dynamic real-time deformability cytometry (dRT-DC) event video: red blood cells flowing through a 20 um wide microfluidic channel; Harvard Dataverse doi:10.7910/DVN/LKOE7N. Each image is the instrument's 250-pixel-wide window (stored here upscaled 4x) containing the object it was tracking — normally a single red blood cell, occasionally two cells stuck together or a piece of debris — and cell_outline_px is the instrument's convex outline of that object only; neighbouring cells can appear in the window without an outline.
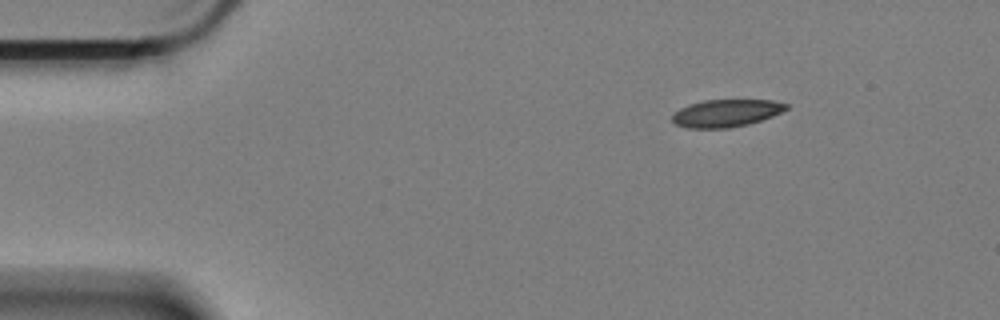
{"species": "Egyptian fruit bat (a non-hibernating species)", "species_latin": "Rousettus aegyptiacus", "temperature_condition": "cold", "stored_images_in_passage": 52, "camera_frame_rate_fps": 3000, "um_per_image_px": 0.085, "animal": {"sex": "female"}, "frame": {"image": 1, "passage_image": 1, "time_ms": 0.0, "image_size_px": [1000, 320], "cell_outline_px": [[788, 108], [772, 116], [748, 124], [728, 128], [688, 128], [676, 124], [672, 120], [672, 116], [680, 108], [688, 104], [704, 100], [772, 100], [788, 104]], "centroid_in_image_um": [61.71, 9.61], "position_along_channel_um": 23.3, "area_um2": 18.09}}
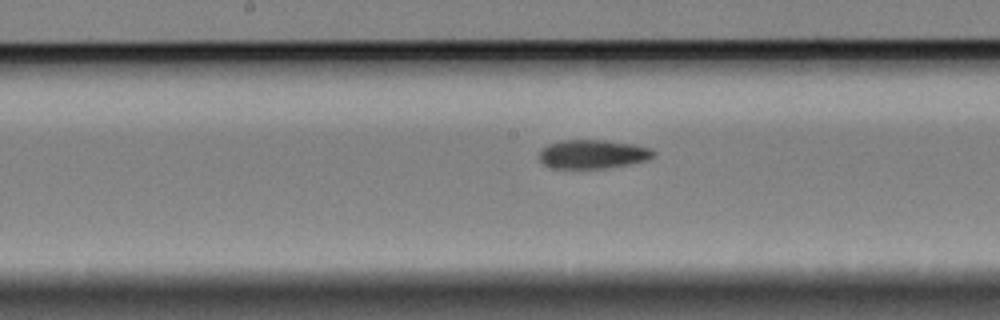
{"frame": {"image": 2, "passage_image": 23, "time_ms": 7.333, "image_size_px": [1000, 320], "cell_outline_px": [[656, 156], [648, 160], [608, 168], [552, 168], [544, 164], [540, 160], [540, 148], [548, 144], [560, 140], [604, 140], [632, 144], [652, 148], [656, 152]], "centroid_in_image_um": [50.41, 13.1], "position_along_channel_um": 197.8, "area_um2": 19.36}}
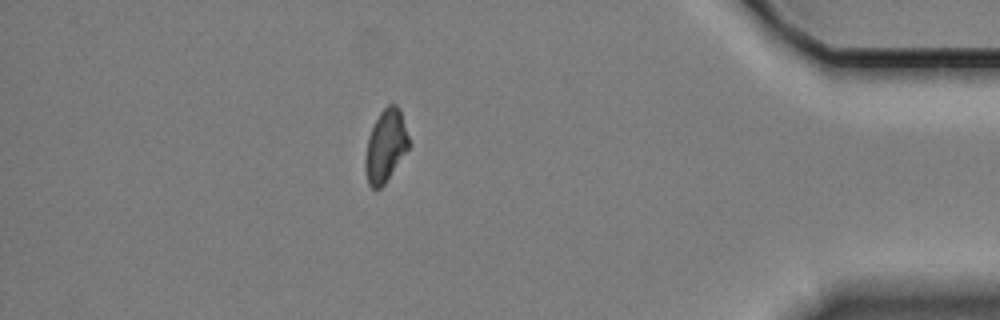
{"frame": {"image": 3, "passage_image": 45, "time_ms": 14.667, "image_size_px": [1000, 320], "cell_outline_px": [[408, 148], [384, 184], [380, 188], [372, 188], [368, 184], [364, 168], [364, 156], [368, 136], [380, 112], [388, 104], [396, 104], [400, 108], [408, 136]], "centroid_in_image_um": [32.74, 12.39], "position_along_channel_um": 402.5, "area_um2": 18.15}, "authors_computed_cell_mechanics": {"area_um2": 19.363, "velocity_mm_per_s": 3.3391, "shape_relaxation_time_tau1_ms": null, "shape_relaxation_time_tau2_ms": 8.5115, "deformation_change_tau1": null, "deformation_change_tau2": 0.1186}}